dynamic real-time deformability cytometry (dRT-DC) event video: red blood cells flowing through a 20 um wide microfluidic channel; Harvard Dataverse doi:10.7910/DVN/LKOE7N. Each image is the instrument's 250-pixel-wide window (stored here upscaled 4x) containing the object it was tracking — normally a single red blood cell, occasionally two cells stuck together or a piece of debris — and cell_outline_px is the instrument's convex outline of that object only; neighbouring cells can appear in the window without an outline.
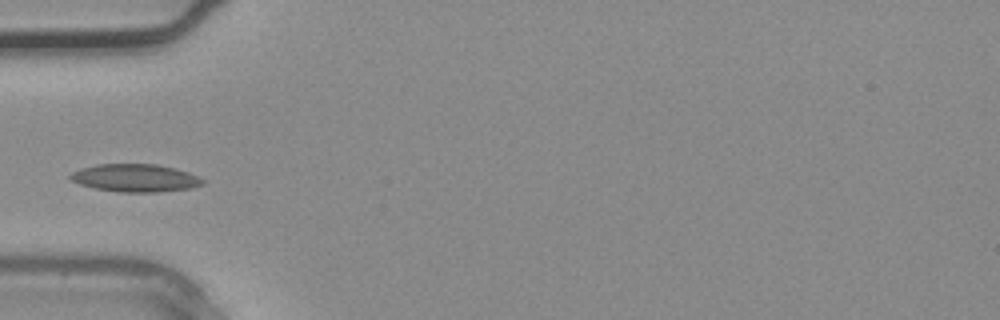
{"species": "common noctule bat (a hibernating species)", "species_latin": "Nyctalus noctula", "temperature_condition": "warm", "stored_images_in_passage": 9, "camera_frame_rate_fps": 3000, "um_per_image_px": 0.085, "animal": {"sex": "male", "body_mass_g": 20.4}, "frame": {"image": 1, "passage_image": 3, "time_ms": 0.667, "image_size_px": [1000, 320], "cell_outline_px": [[204, 184], [192, 188], [156, 192], [120, 192], [96, 188], [80, 184], [72, 180], [68, 176], [72, 172], [80, 168], [96, 164], [156, 164], [176, 168], [188, 172], [204, 180]], "centroid_in_image_um": [11.5, 15.12], "position_along_channel_um": 73.5, "area_um2": 21.39}}